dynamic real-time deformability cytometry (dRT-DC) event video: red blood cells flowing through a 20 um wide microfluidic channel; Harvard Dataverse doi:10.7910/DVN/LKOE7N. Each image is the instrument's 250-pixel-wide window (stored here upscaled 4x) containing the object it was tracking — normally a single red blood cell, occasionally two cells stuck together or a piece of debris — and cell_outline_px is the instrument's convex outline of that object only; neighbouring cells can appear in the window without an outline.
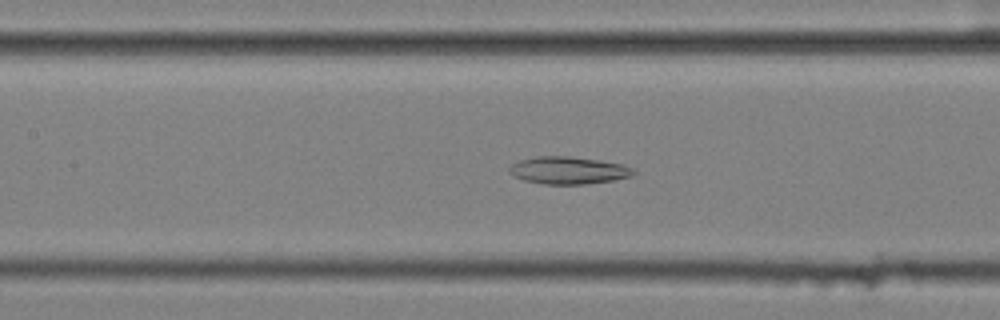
{"species": "common noctule bat (a hibernating species)", "species_latin": "Nyctalus noctula", "temperature_condition": "cold", "stored_images_in_passage": 57, "camera_frame_rate_fps": 3000, "um_per_image_px": 0.085, "animal": {"sex": "female", "body_mass_g": 25.1}, "frame": {"image": 1, "passage_image": 26, "time_ms": 8.333, "image_size_px": [1000, 320], "cell_outline_px": [[636, 172], [632, 176], [612, 180], [584, 184], [544, 184], [524, 180], [508, 172], [508, 168], [512, 164], [520, 160], [536, 156], [568, 156], [600, 160], [624, 164], [632, 168]], "centroid_in_image_um": [48.32, 14.47], "position_along_channel_um": 159.1, "area_um2": 19.77}}
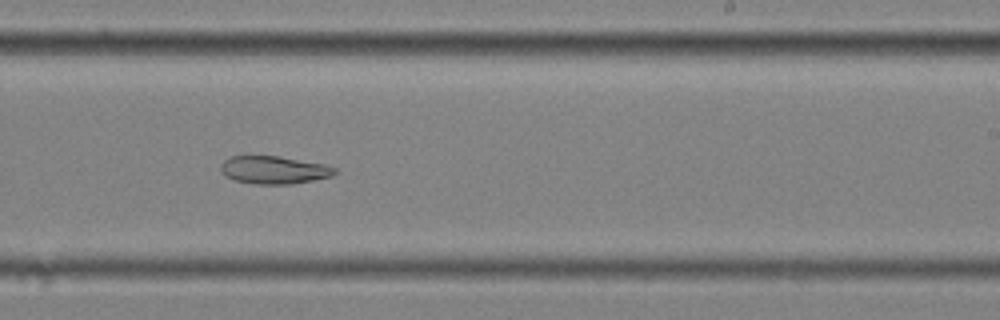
{"frame": {"image": 2, "passage_image": 35, "time_ms": 11.333, "image_size_px": [1000, 320], "cell_outline_px": [[336, 172], [332, 176], [292, 184], [256, 184], [236, 180], [224, 176], [220, 172], [220, 164], [224, 160], [232, 156], [280, 156], [324, 164], [336, 168]], "centroid_in_image_um": [23.26, 14.44], "position_along_channel_um": 265.7, "area_um2": 18.5}}
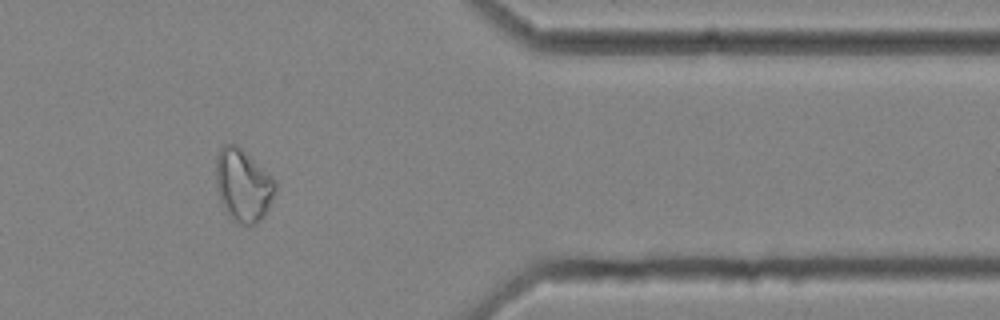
{"frame": {"image": 3, "passage_image": 47, "time_ms": 15.333, "image_size_px": [1000, 320], "cell_outline_px": [[276, 188], [268, 208], [264, 216], [256, 224], [240, 224], [232, 220], [224, 208], [220, 200], [216, 184], [216, 156], [220, 148], [224, 144], [236, 144], [272, 176], [276, 180]], "centroid_in_image_um": [20.65, 15.75], "position_along_channel_um": 390.7, "area_um2": 24.97}}